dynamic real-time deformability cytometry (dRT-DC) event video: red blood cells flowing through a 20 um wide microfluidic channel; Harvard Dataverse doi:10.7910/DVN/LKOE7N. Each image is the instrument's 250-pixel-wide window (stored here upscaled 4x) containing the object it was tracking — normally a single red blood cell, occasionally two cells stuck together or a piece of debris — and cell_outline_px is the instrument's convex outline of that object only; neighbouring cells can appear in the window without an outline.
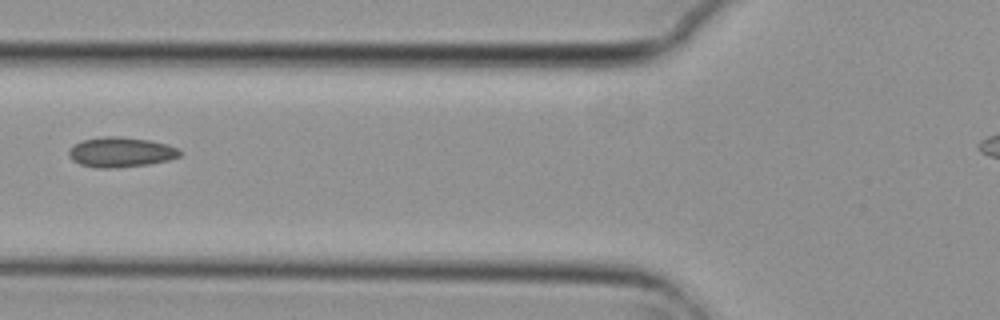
{"species": "common noctule bat (a hibernating species)", "species_latin": "Nyctalus noctula", "temperature_condition": "cold", "stored_images_in_passage": 5, "camera_frame_rate_fps": 3000, "um_per_image_px": 0.085, "animal": {"sex": "female", "body_mass_g": 29.2, "forearm_length_mm": 56.3}, "frame": {"image": 1, "passage_image": 2, "time_ms": 0.333, "image_size_px": [1000, 320], "cell_outline_px": [[180, 156], [168, 160], [148, 164], [116, 168], [96, 168], [80, 164], [72, 160], [68, 152], [76, 144], [84, 140], [104, 136], [116, 136], [148, 140], [168, 144], [176, 148], [180, 152]], "centroid_in_image_um": [10.27, 12.94], "position_along_channel_um": 115.5, "area_um2": 19.13}}
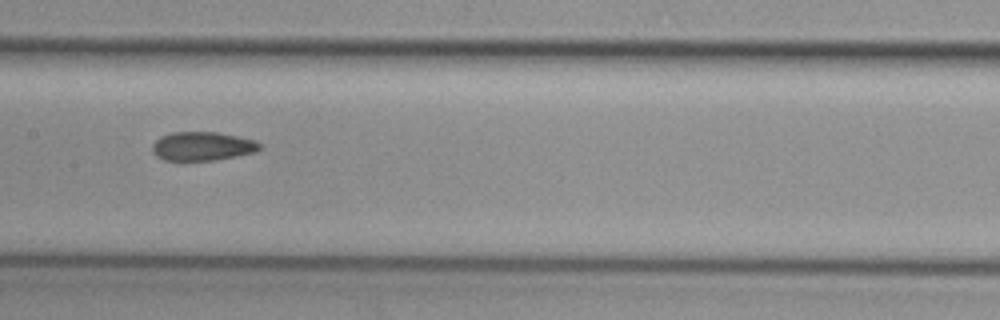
{"frame": {"image": 2, "passage_image": 4, "time_ms": 1.0, "image_size_px": [1000, 320], "cell_outline_px": [[260, 148], [256, 152], [236, 156], [212, 160], [164, 160], [156, 156], [152, 152], [152, 144], [160, 136], [172, 132], [216, 132], [256, 140], [260, 144]], "centroid_in_image_um": [17.18, 12.42], "position_along_channel_um": 190.2, "area_um2": 17.98}}
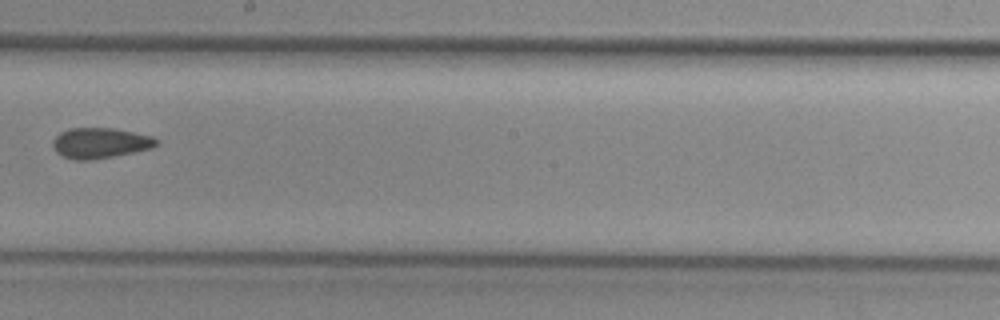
{"frame": {"image": 3, "passage_image": 5, "time_ms": 1.333, "image_size_px": [1000, 320], "cell_outline_px": [[160, 144], [152, 148], [96, 160], [72, 160], [56, 152], [52, 144], [52, 140], [60, 132], [68, 128], [112, 128], [152, 136], [160, 140]], "centroid_in_image_um": [8.52, 12.16], "position_along_channel_um": 239.7, "area_um2": 18.61}}